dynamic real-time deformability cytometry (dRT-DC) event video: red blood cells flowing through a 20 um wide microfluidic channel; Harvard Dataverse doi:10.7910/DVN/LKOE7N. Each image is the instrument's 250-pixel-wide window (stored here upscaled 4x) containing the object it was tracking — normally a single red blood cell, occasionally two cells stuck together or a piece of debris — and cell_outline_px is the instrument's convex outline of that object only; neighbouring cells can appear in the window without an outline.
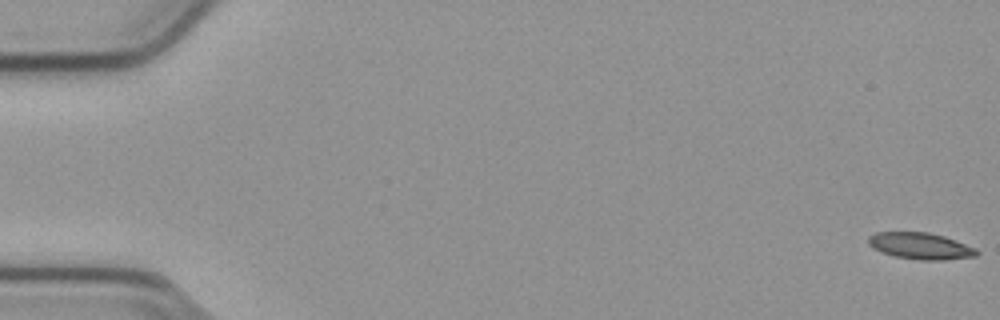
{"species": "common noctule bat (a hibernating species)", "species_latin": "Nyctalus noctula", "temperature_condition": "cold", "stored_images_in_passage": 55, "camera_frame_rate_fps": 3000, "um_per_image_px": 0.085, "animal": {"sex": "male", "body_mass_g": 23.1, "forearm_length_mm": 52.7}, "frame": {"image": 1, "passage_image": 1, "time_ms": 0.0, "image_size_px": [1000, 320], "cell_outline_px": [[980, 252], [976, 256], [944, 260], [920, 260], [896, 256], [880, 252], [872, 248], [868, 244], [868, 236], [876, 232], [928, 232], [944, 236], [956, 240], [976, 248]], "centroid_in_image_um": [78.24, 20.9], "position_along_channel_um": 6.8, "area_um2": 16.88}}
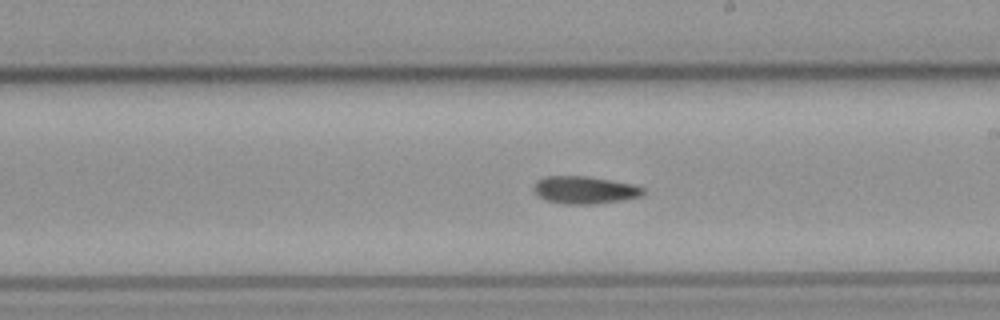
{"frame": {"image": 2, "passage_image": 32, "time_ms": 10.333, "image_size_px": [1000, 320], "cell_outline_px": [[644, 192], [640, 196], [620, 200], [592, 204], [564, 204], [544, 200], [532, 188], [536, 180], [544, 176], [588, 176], [632, 184], [644, 188]], "centroid_in_image_um": [49.64, 16.14], "position_along_channel_um": 239.4, "area_um2": 17.46}}
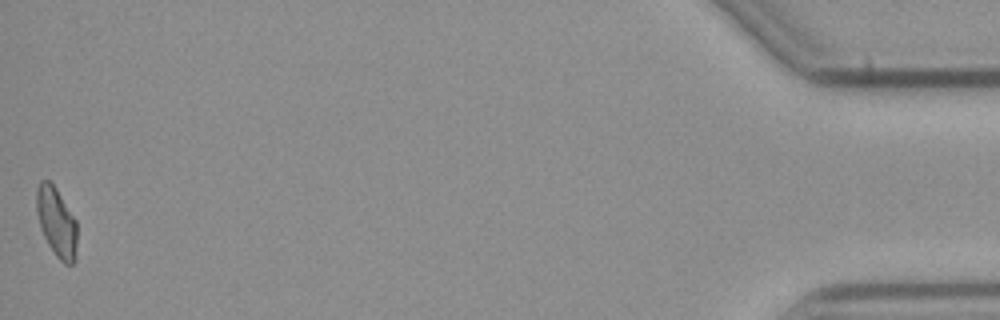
{"frame": {"image": 3, "passage_image": 55, "time_ms": 18.0, "image_size_px": [1000, 320], "cell_outline_px": [[76, 260], [72, 264], [64, 264], [56, 256], [48, 244], [40, 228], [36, 212], [36, 188], [40, 180], [48, 180], [56, 188], [76, 220]], "centroid_in_image_um": [4.79, 18.88], "position_along_channel_um": 430.4, "area_um2": 16.47}}